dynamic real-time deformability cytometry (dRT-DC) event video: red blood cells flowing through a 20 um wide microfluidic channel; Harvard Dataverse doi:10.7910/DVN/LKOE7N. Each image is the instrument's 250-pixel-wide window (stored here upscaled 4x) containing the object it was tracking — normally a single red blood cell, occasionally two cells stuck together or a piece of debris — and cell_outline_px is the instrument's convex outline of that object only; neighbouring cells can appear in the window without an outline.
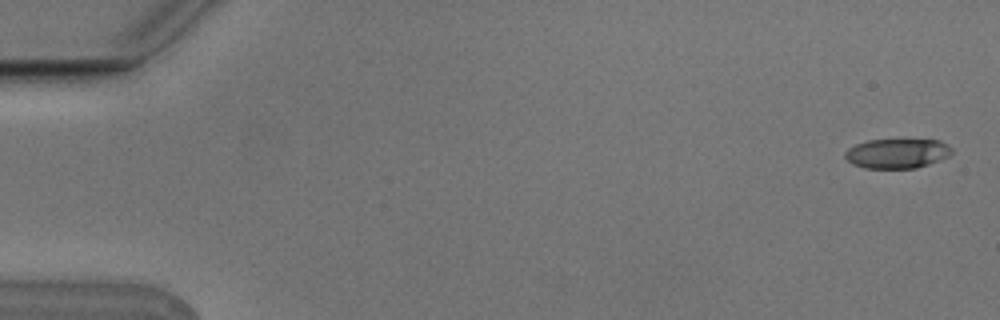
{"species": "Egyptian fruit bat (a non-hibernating species)", "species_latin": "Rousettus aegyptiacus", "temperature_condition": "cold", "stored_images_in_passage": 4, "camera_frame_rate_fps": 3000, "um_per_image_px": 0.085, "animal": {"sex": "male"}, "frame": {"image": 1, "passage_image": 4, "time_ms": 1.0, "image_size_px": [1000, 320], "cell_outline_px": [[952, 152], [948, 156], [940, 160], [916, 168], [864, 168], [852, 164], [844, 156], [844, 152], [848, 148], [856, 144], [868, 140], [940, 140], [952, 148]], "centroid_in_image_um": [76.24, 13.04], "position_along_channel_um": 8.8, "area_um2": 18.38}}